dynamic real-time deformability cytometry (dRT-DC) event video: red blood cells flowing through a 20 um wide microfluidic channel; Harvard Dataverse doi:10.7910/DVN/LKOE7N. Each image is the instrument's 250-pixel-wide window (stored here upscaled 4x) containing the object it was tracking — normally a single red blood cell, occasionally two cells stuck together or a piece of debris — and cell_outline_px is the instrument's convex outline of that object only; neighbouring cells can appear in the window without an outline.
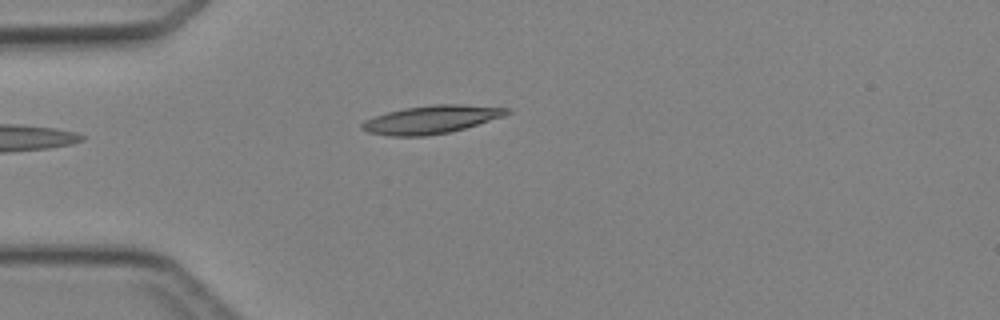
{"species": "Egyptian fruit bat (a non-hibernating species)", "species_latin": "Rousettus aegyptiacus", "temperature_condition": "cold", "stored_images_in_passage": 4, "camera_frame_rate_fps": 3000, "um_per_image_px": 0.085, "animal": {"sex": "female"}, "frame": {"image": 1, "passage_image": 4, "time_ms": 4.333, "image_size_px": [1000, 320], "cell_outline_px": [[512, 112], [504, 116], [464, 128], [448, 132], [424, 136], [392, 136], [368, 132], [360, 128], [360, 124], [364, 120], [388, 112], [404, 108], [432, 104], [460, 104], [512, 108]], "centroid_in_image_um": [36.67, 10.15], "position_along_channel_um": 48.3, "area_um2": 23.64}}